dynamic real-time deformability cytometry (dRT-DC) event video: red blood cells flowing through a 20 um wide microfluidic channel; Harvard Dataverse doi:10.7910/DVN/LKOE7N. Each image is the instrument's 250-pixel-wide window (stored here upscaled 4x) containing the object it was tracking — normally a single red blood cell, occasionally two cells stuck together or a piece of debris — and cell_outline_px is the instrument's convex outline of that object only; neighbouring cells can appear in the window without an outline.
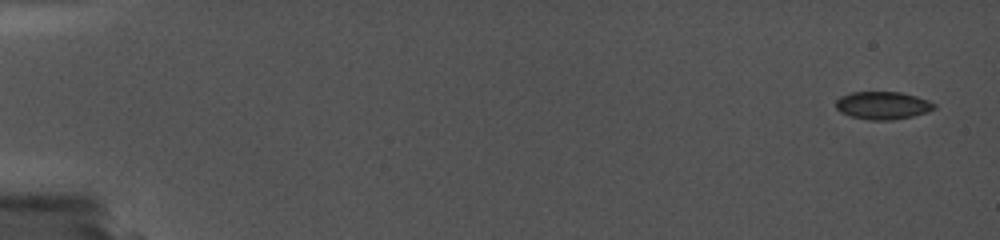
{"species": "common noctule bat (a hibernating species)", "species_latin": "Nyctalus noctula", "temperature_condition": "cold", "stored_images_in_passage": 2, "camera_frame_rate_fps": 5000, "um_per_image_px": 0.085, "animal": {"sex": "female", "body_mass_g": 19.0, "forearm_length_mm": 56.7}, "frame": {"image": 1, "passage_image": 2, "time_ms": 0.2, "image_size_px": [1000, 240], "cell_outline_px": [[928, 108], [904, 116], [856, 116], [840, 108], [836, 104], [840, 100], [848, 96], [860, 92], [892, 92], [908, 96], [920, 100], [928, 104]], "centroid_in_image_um": [74.89, 8.88], "position_along_channel_um": 10.1, "area_um2": 12.37}}